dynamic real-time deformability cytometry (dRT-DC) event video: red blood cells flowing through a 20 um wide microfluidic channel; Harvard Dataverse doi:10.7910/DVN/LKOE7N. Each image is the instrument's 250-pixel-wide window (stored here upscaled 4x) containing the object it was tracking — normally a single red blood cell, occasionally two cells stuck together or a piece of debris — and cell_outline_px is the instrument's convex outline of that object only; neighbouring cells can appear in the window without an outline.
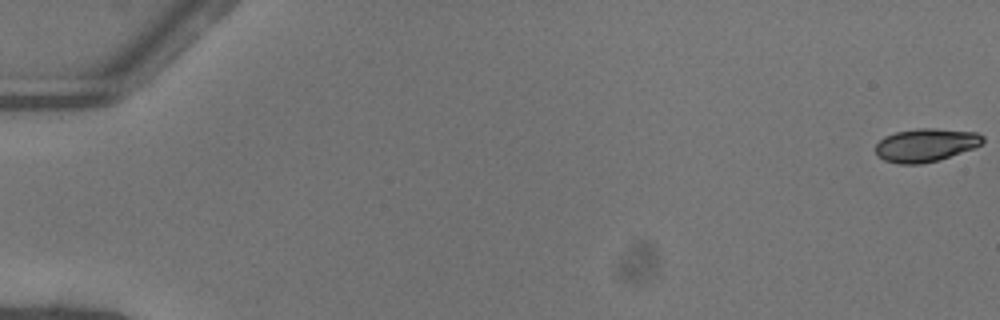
{"species": "common noctule bat (a hibernating species)", "species_latin": "Nyctalus noctula", "temperature_condition": "warm", "stored_images_in_passage": 52, "camera_frame_rate_fps": 3000, "um_per_image_px": 0.085, "animal": {"sex": "female"}, "frame": {"image": 1, "passage_image": 1, "time_ms": 0.0, "image_size_px": [1000, 320], "cell_outline_px": [[984, 140], [980, 144], [972, 148], [940, 160], [920, 164], [900, 164], [884, 160], [876, 152], [876, 144], [884, 136], [896, 132], [920, 128], [932, 128], [976, 132], [984, 136]], "centroid_in_image_um": [78.68, 12.33], "position_along_channel_um": 6.3, "area_um2": 20.58}}
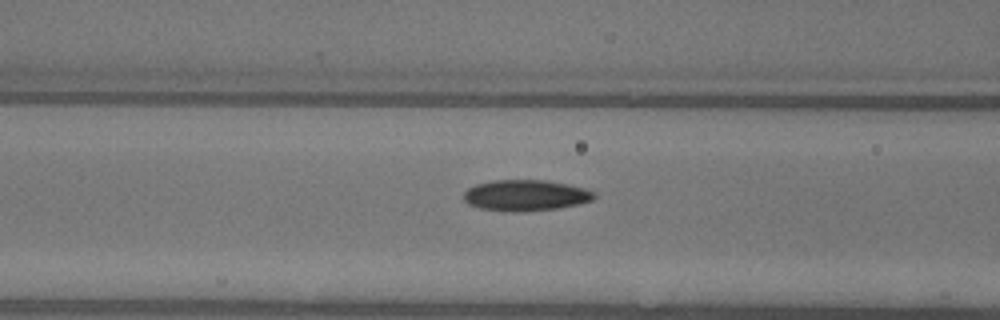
{"frame": {"image": 2, "passage_image": 23, "time_ms": 7.333, "image_size_px": [1000, 320], "cell_outline_px": [[596, 196], [592, 200], [580, 204], [556, 208], [516, 212], [512, 212], [480, 208], [468, 204], [464, 200], [464, 192], [468, 188], [476, 184], [492, 180], [544, 180], [568, 184], [584, 188], [592, 192]], "centroid_in_image_um": [44.65, 16.6], "position_along_channel_um": 121.9, "area_um2": 23.47}}
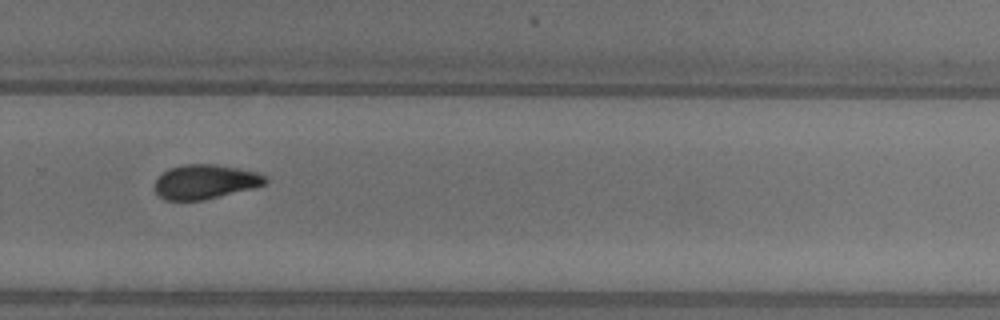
{"frame": {"image": 3, "passage_image": 37, "time_ms": 12.0, "image_size_px": [1000, 320], "cell_outline_px": [[268, 180], [264, 184], [252, 188], [204, 200], [164, 200], [156, 192], [156, 180], [168, 168], [184, 164], [216, 164], [256, 172], [264, 176]], "centroid_in_image_um": [17.42, 15.45], "position_along_channel_um": 312.4, "area_um2": 21.85}, "authors_computed_cell_mechanics": {"area_um2": 21.964, "velocity_mm_per_s": 4.09, "shape_relaxation_time_tau1_ms": 3.593, "shape_relaxation_time_tau2_ms": 3.18, "deformation_change_tau1": 0.1288, "deformation_change_tau2": 0.0809}}